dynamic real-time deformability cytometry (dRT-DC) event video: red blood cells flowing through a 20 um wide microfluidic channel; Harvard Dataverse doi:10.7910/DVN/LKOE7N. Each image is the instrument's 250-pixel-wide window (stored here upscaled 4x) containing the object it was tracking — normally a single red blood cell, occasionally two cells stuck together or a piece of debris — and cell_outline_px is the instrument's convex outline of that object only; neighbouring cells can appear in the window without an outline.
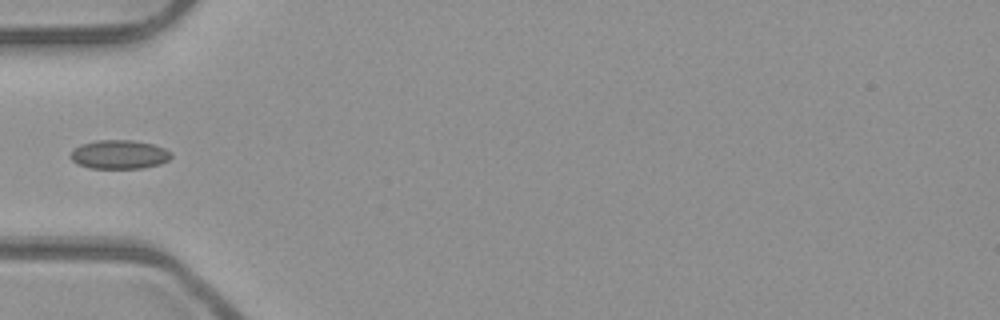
{"species": "common noctule bat (a hibernating species)", "species_latin": "Nyctalus noctula", "temperature_condition": "room temperature", "stored_images_in_passage": 4, "camera_frame_rate_fps": 3000, "um_per_image_px": 0.085, "animal": {"sex": "male", "body_mass_g": 23.1, "forearm_length_mm": 52.7}, "frame": {"image": 1, "passage_image": 4, "time_ms": 1.0, "image_size_px": [1000, 320], "cell_outline_px": [[172, 156], [168, 160], [160, 164], [144, 168], [88, 168], [76, 164], [68, 156], [72, 148], [80, 144], [96, 140], [132, 140], [152, 144], [164, 148], [172, 152]], "centroid_in_image_um": [10.09, 13.13], "position_along_channel_um": 74.9, "area_um2": 17.22}}